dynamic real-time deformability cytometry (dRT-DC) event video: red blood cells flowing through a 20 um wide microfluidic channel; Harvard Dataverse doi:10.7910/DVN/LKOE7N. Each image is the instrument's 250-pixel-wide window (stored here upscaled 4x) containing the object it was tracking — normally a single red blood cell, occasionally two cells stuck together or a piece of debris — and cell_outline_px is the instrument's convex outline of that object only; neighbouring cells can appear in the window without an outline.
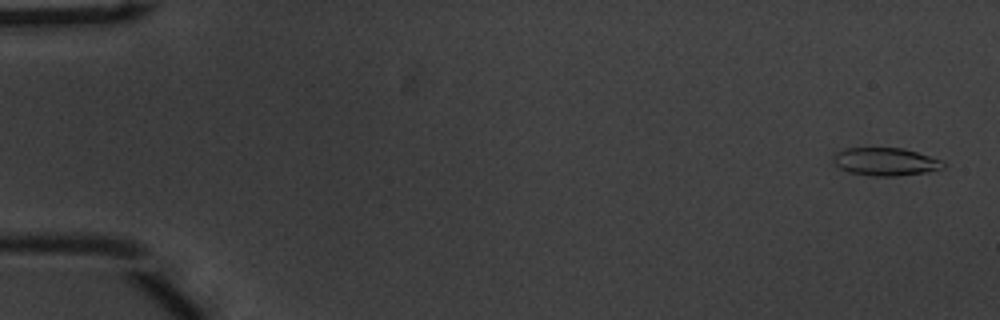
{"species": "common noctule bat (a hibernating species)", "species_latin": "Nyctalus noctula", "temperature_condition": "warm", "stored_images_in_passage": 9, "camera_frame_rate_fps": 3000, "um_per_image_px": 0.085, "animal": {"sex": "male", "body_mass_g": 20.1, "forearm_length_mm": 53.5}, "frame": {"image": 1, "passage_image": 2, "time_ms": 0.333, "image_size_px": [1000, 320], "cell_outline_px": [[948, 164], [944, 168], [928, 172], [896, 176], [872, 176], [848, 172], [840, 168], [832, 160], [832, 156], [836, 152], [844, 148], [904, 148], [944, 160]], "centroid_in_image_um": [75.31, 13.74], "position_along_channel_um": 9.7, "area_um2": 18.21}}